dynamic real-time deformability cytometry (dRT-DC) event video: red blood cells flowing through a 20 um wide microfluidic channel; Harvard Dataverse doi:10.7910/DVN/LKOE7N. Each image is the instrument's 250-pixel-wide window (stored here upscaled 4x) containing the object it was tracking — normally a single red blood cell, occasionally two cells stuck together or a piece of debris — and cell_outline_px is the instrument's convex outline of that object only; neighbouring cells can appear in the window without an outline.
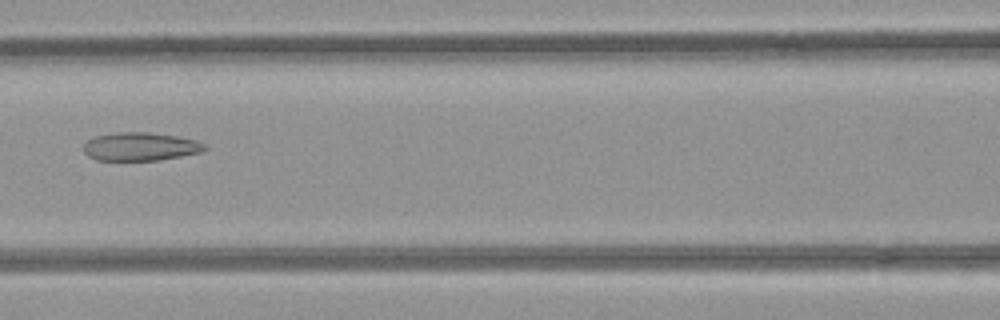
{"species": "common noctule bat (a hibernating species)", "species_latin": "Nyctalus noctula", "temperature_condition": "room temperature", "stored_images_in_passage": 4, "camera_frame_rate_fps": 3000, "um_per_image_px": 0.085, "animal": {"sex": "female", "body_mass_g": 21.9}, "frame": {"image": 1, "passage_image": 3, "time_ms": 0.667, "image_size_px": [1000, 320], "cell_outline_px": [[208, 148], [200, 152], [160, 160], [96, 160], [88, 156], [84, 152], [84, 144], [88, 140], [96, 136], [116, 132], [148, 132], [176, 136], [196, 140], [208, 144]], "centroid_in_image_um": [11.95, 12.46], "position_along_channel_um": 154.6, "area_um2": 20.0}}
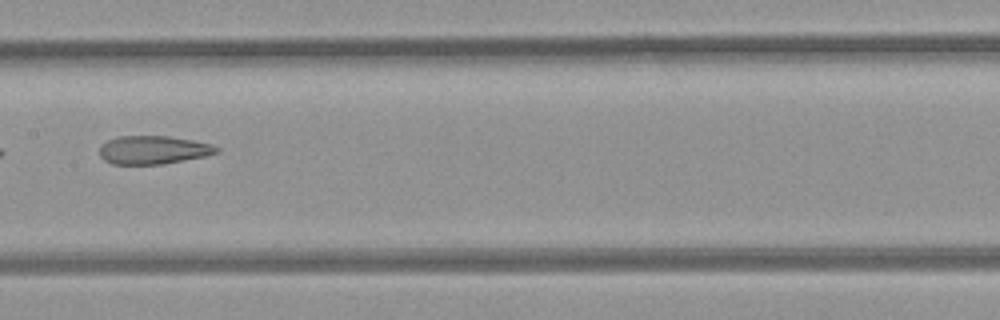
{"frame": {"image": 2, "passage_image": 4, "time_ms": 1.0, "image_size_px": [1000, 320], "cell_outline_px": [[220, 152], [204, 156], [164, 164], [112, 164], [104, 160], [100, 156], [100, 144], [116, 136], [168, 136], [192, 140], [212, 144], [220, 148]], "centroid_in_image_um": [13.02, 12.74], "position_along_channel_um": 194.4, "area_um2": 19.42}}